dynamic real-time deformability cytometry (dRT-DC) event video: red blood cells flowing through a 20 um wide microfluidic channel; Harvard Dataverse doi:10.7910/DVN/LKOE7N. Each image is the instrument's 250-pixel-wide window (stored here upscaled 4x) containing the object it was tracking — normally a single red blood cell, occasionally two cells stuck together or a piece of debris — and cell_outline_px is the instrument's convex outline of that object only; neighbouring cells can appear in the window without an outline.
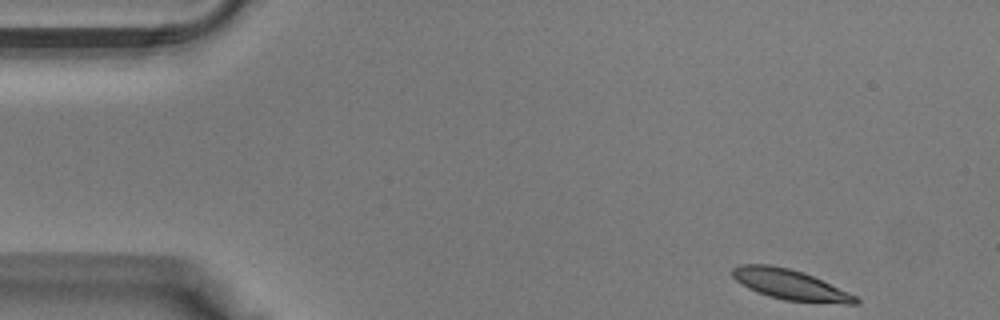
{"species": "Egyptian fruit bat (a non-hibernating species)", "species_latin": "Rousettus aegyptiacus", "temperature_condition": "warm", "stored_images_in_passage": 38, "camera_frame_rate_fps": 3000, "um_per_image_px": 0.085, "animal": {"sex": "male"}, "frame": {"image": 1, "passage_image": 1, "time_ms": 0.0, "image_size_px": [1000, 320], "cell_outline_px": [[860, 300], [856, 304], [844, 304], [784, 300], [768, 296], [756, 292], [748, 288], [736, 280], [732, 276], [732, 268], [740, 264], [768, 264], [788, 268], [804, 272], [848, 292], [856, 296]], "centroid_in_image_um": [67.14, 24.19], "position_along_channel_um": 17.9, "area_um2": 21.68}}
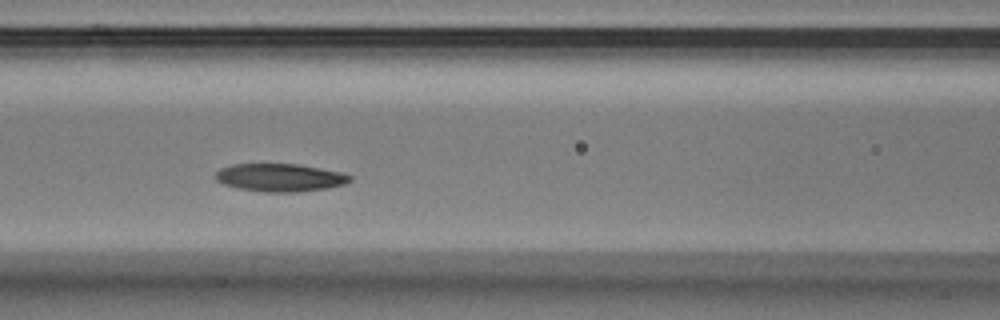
{"frame": {"image": 2, "passage_image": 14, "time_ms": 4.333, "image_size_px": [1000, 320], "cell_outline_px": [[352, 180], [344, 184], [328, 188], [300, 192], [264, 192], [236, 188], [224, 184], [216, 180], [216, 172], [220, 168], [232, 164], [300, 164], [340, 172], [352, 176]], "centroid_in_image_um": [23.8, 15.1], "position_along_channel_um": 142.8, "area_um2": 21.96}}
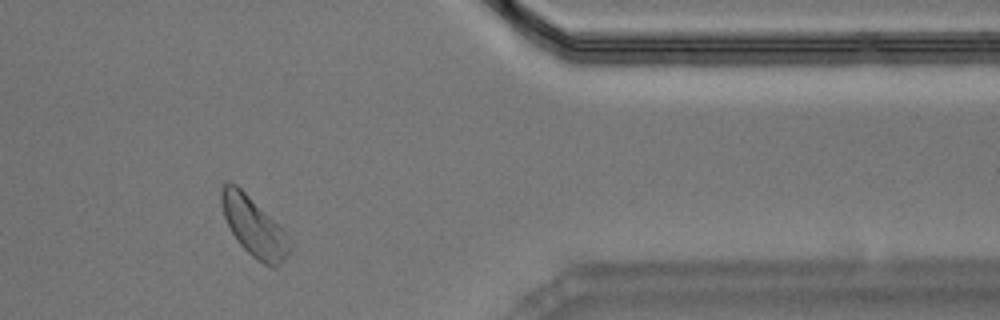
{"frame": {"image": 3, "passage_image": 30, "time_ms": 9.667, "image_size_px": [1000, 320], "cell_outline_px": [[288, 256], [280, 264], [272, 268], [256, 260], [240, 244], [232, 232], [224, 216], [220, 204], [220, 188], [228, 180], [236, 184], [284, 232], [288, 248]], "centroid_in_image_um": [21.49, 19.26], "position_along_channel_um": 389.9, "area_um2": 22.6}}